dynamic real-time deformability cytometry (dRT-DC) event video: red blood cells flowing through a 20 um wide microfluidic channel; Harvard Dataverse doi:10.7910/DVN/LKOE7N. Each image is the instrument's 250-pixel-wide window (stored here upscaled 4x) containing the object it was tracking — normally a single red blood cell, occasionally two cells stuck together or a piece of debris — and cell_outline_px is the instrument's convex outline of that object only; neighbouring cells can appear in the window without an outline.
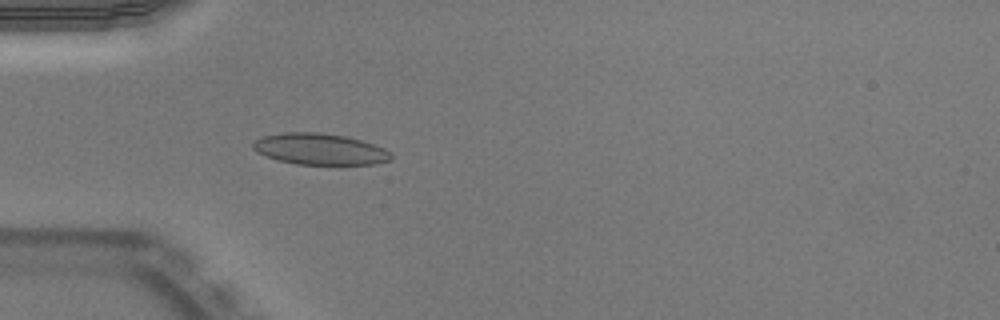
{"species": "Egyptian fruit bat (a non-hibernating species)", "species_latin": "Rousettus aegyptiacus", "temperature_condition": "warm", "stored_images_in_passage": 12, "camera_frame_rate_fps": 3000, "um_per_image_px": 0.085, "animal": {"sex": "male"}, "frame": {"image": 1, "passage_image": 7, "time_ms": 2.0, "image_size_px": [1000, 320], "cell_outline_px": [[392, 160], [376, 164], [340, 168], [336, 168], [296, 164], [276, 160], [264, 156], [256, 152], [252, 148], [252, 144], [256, 140], [264, 136], [284, 132], [320, 132], [344, 136], [360, 140], [384, 148], [392, 156]], "centroid_in_image_um": [27.21, 12.74], "position_along_channel_um": 57.8, "area_um2": 26.36}}
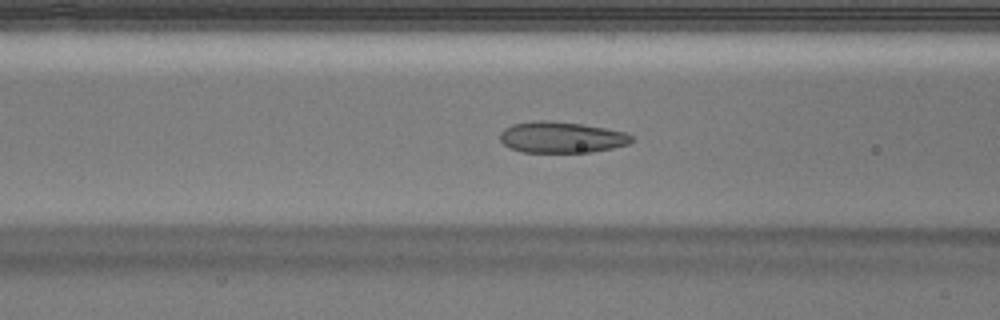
{"frame": {"image": 2, "passage_image": 12, "time_ms": 3.667, "image_size_px": [1000, 320], "cell_outline_px": [[632, 140], [628, 144], [612, 148], [592, 152], [524, 152], [508, 148], [500, 140], [500, 132], [504, 128], [512, 124], [536, 120], [548, 120], [584, 124], [624, 132], [632, 136]], "centroid_in_image_um": [47.68, 11.66], "position_along_channel_um": 118.9, "area_um2": 23.93}}